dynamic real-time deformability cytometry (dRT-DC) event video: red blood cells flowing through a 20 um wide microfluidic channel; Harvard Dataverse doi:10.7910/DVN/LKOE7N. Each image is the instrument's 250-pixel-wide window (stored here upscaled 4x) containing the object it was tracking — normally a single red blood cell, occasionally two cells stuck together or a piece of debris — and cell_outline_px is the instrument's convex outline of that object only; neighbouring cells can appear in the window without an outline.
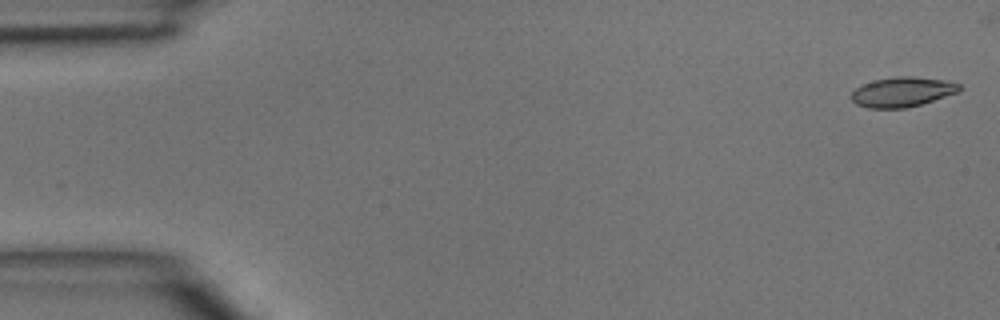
{"species": "common noctule bat (a hibernating species)", "species_latin": "Nyctalus noctula", "temperature_condition": "room temperature", "stored_images_in_passage": 46, "camera_frame_rate_fps": 3000, "um_per_image_px": 0.085, "animal": {"sex": "male", "body_mass_g": 15.6}, "frame": {"image": 1, "passage_image": 1, "time_ms": 0.0, "image_size_px": [1000, 320], "cell_outline_px": [[960, 88], [956, 92], [920, 104], [904, 108], [868, 108], [856, 104], [852, 100], [852, 92], [860, 84], [872, 80], [896, 76], [912, 76], [944, 80], [960, 84]], "centroid_in_image_um": [76.62, 7.8], "position_along_channel_um": 8.4, "area_um2": 18.55}}
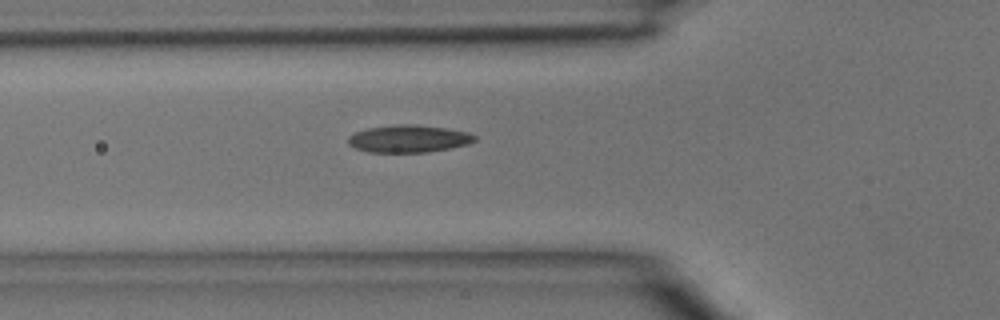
{"frame": {"image": 2, "passage_image": 16, "time_ms": 5.0, "image_size_px": [1000, 320], "cell_outline_px": [[476, 140], [468, 144], [428, 152], [368, 152], [356, 148], [348, 144], [348, 136], [356, 132], [368, 128], [400, 124], [416, 124], [448, 128], [468, 132], [476, 136]], "centroid_in_image_um": [34.75, 11.78], "position_along_channel_um": 91.1, "area_um2": 20.17}}
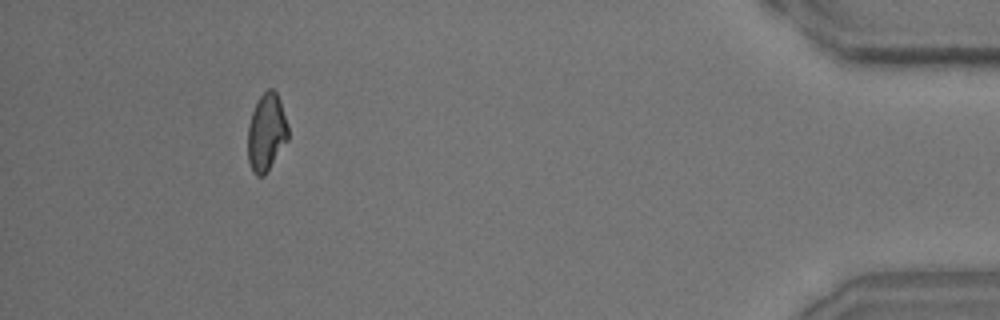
{"frame": {"image": 3, "passage_image": 43, "time_ms": 14.0, "image_size_px": [1000, 320], "cell_outline_px": [[288, 140], [264, 176], [256, 176], [252, 172], [248, 160], [248, 124], [252, 112], [260, 96], [268, 88], [272, 88], [276, 92], [280, 100], [288, 124]], "centroid_in_image_um": [22.65, 11.26], "position_along_channel_um": 412.6, "area_um2": 18.26}}